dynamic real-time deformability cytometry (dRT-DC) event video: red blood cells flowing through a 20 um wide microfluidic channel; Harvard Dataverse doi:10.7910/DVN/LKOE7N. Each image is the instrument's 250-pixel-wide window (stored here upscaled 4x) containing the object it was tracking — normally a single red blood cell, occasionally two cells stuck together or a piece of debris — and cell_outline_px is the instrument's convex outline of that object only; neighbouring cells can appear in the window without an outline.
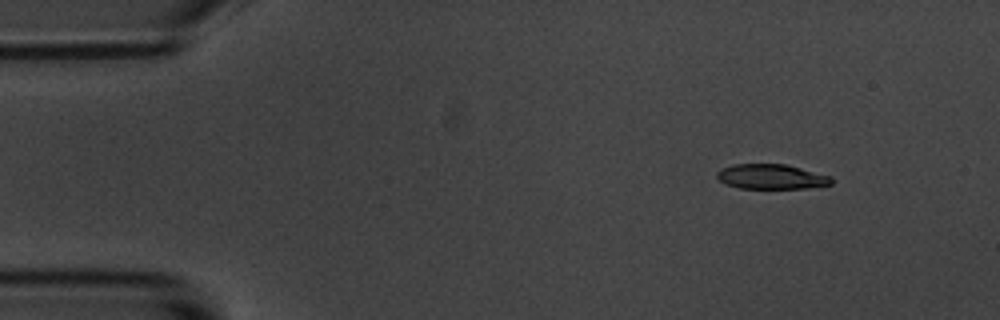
{"species": "common noctule bat (a hibernating species)", "species_latin": "Nyctalus noctula", "temperature_condition": "room temperature", "stored_images_in_passage": 4, "camera_frame_rate_fps": 3000, "um_per_image_px": 0.085, "animal": {"sex": "male", "body_mass_g": 20.1, "forearm_length_mm": 53.5}, "frame": {"image": 1, "passage_image": 1, "time_ms": 0.0, "image_size_px": [1000, 320], "cell_outline_px": [[832, 184], [804, 188], [740, 188], [724, 184], [716, 176], [716, 172], [732, 164], [784, 164], [832, 176]], "centroid_in_image_um": [65.55, 15.01], "position_along_channel_um": 19.5, "area_um2": 16.47}}
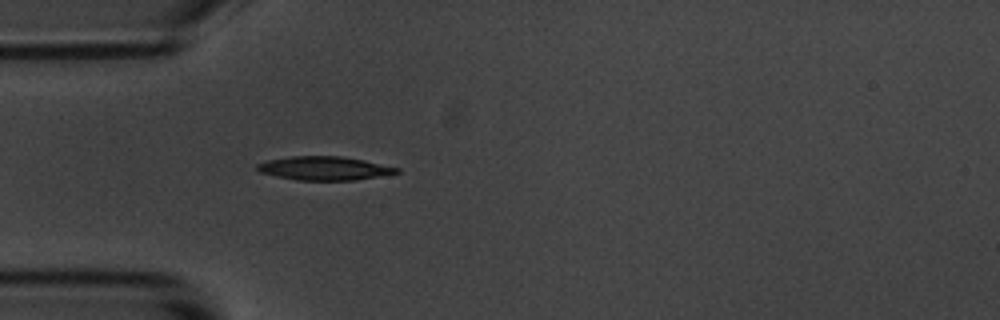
{"frame": {"image": 2, "passage_image": 4, "time_ms": 3.333, "image_size_px": [1000, 320], "cell_outline_px": [[400, 172], [380, 176], [356, 180], [300, 180], [276, 176], [260, 172], [256, 168], [256, 164], [268, 160], [292, 156], [344, 156], [364, 160], [400, 168]], "centroid_in_image_um": [27.59, 14.3], "position_along_channel_um": 57.4, "area_um2": 19.19}}